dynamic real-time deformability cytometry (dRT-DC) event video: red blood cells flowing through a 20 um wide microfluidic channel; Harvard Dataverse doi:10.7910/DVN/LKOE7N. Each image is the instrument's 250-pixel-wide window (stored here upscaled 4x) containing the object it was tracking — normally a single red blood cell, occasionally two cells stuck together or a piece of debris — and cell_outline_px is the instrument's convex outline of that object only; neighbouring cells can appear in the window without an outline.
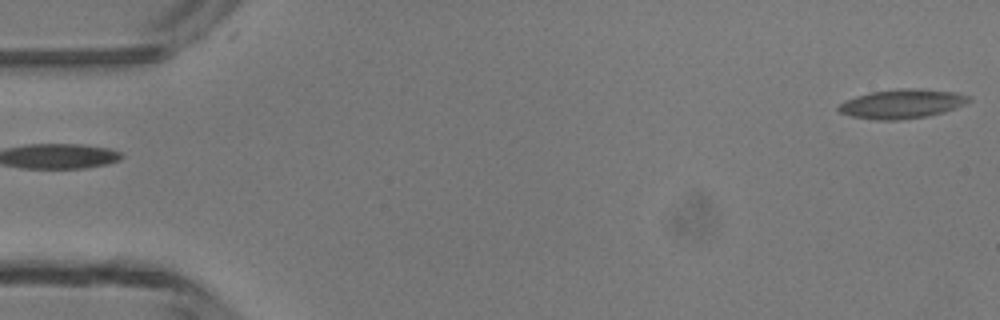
{"species": "common noctule bat (a hibernating species)", "species_latin": "Nyctalus noctula", "temperature_condition": "room temperature", "stored_images_in_passage": 2, "segment_of_instrument_passage": [2, 2], "camera_frame_rate_fps": 3000, "um_per_image_px": 0.085, "animal": {"sex": "male", "body_mass_g": 13.3}, "frame": {"image": 1, "passage_image": 2, "time_ms": 1.333, "image_size_px": [1000, 320], "cell_outline_px": [[972, 100], [944, 112], [924, 116], [900, 120], [876, 120], [852, 116], [840, 112], [836, 108], [840, 104], [856, 96], [872, 92], [896, 88], [920, 88], [956, 92], [972, 96]], "centroid_in_image_um": [76.69, 8.81], "position_along_channel_um": 8.3, "area_um2": 22.08}}